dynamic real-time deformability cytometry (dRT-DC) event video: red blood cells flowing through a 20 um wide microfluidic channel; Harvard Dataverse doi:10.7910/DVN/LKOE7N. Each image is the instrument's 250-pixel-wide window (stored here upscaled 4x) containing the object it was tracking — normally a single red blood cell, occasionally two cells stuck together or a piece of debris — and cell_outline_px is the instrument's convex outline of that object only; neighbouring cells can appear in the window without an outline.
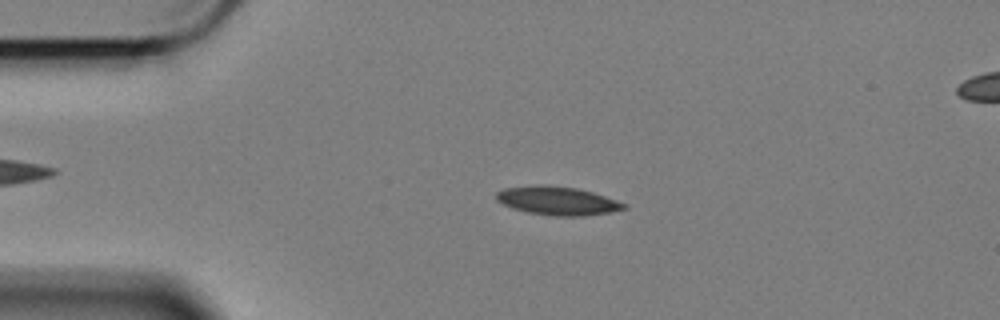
{"species": "Egyptian fruit bat (a non-hibernating species)", "species_latin": "Rousettus aegyptiacus", "temperature_condition": "cold", "stored_images_in_passage": 48, "camera_frame_rate_fps": 3000, "um_per_image_px": 0.085, "animal": {"sex": "female"}, "frame": {"image": 1, "passage_image": 2, "time_ms": 0.333, "image_size_px": [1000, 320], "cell_outline_px": [[628, 208], [608, 212], [584, 216], [552, 216], [528, 212], [512, 208], [496, 200], [496, 192], [504, 188], [536, 184], [548, 184], [576, 188], [592, 192], [628, 204]], "centroid_in_image_um": [47.37, 17.05], "position_along_channel_um": 37.6, "area_um2": 21.33}}
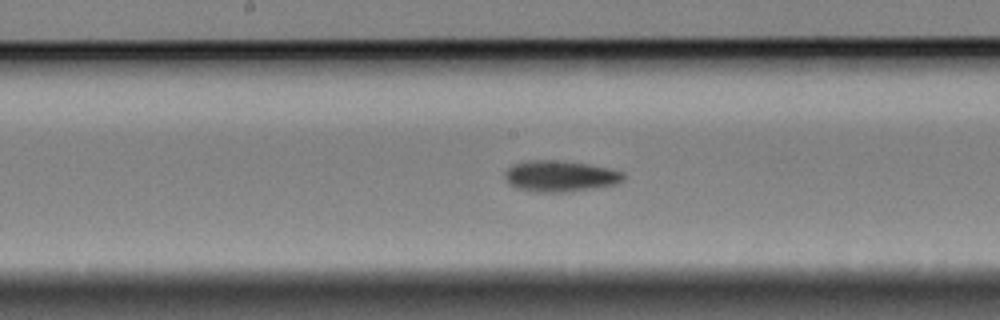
{"frame": {"image": 2, "passage_image": 19, "time_ms": 6.0, "image_size_px": [1000, 320], "cell_outline_px": [[624, 180], [616, 184], [596, 188], [568, 192], [536, 192], [520, 188], [508, 184], [504, 176], [504, 172], [512, 164], [524, 160], [560, 160], [588, 164], [608, 168], [624, 172]], "centroid_in_image_um": [47.6, 14.96], "position_along_channel_um": 200.6, "area_um2": 21.73}}
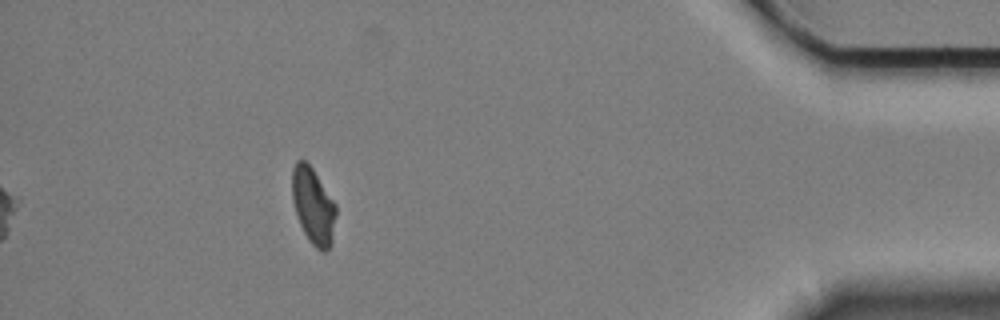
{"frame": {"image": 3, "passage_image": 42, "time_ms": 13.667, "image_size_px": [1000, 320], "cell_outline_px": [[336, 216], [332, 244], [324, 252], [320, 252], [308, 240], [300, 224], [292, 200], [292, 168], [296, 160], [304, 160], [312, 168], [336, 204]], "centroid_in_image_um": [26.63, 17.52], "position_along_channel_um": 408.6, "area_um2": 19.54}, "authors_computed_cell_mechanics": {"area_um2": 20.5768, "velocity_mm_per_s": 3.399, "shape_relaxation_time_tau1_ms": 5.0339, "shape_relaxation_time_tau2_ms": 8.6126, "deformation_change_tau1": 0.1397, "deformation_change_tau2": 0.1491}}